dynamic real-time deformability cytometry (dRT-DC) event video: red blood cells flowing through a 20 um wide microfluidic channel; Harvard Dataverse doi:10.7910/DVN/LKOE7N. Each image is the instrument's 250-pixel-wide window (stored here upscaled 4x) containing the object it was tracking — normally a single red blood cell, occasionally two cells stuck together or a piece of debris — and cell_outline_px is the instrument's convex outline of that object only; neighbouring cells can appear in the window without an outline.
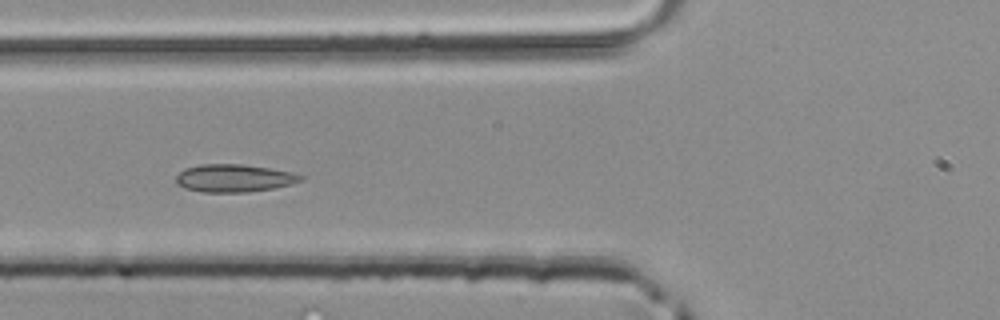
{"species": "common noctule bat (a hibernating species)", "species_latin": "Nyctalus noctula", "temperature_condition": "room temperature", "stored_images_in_passage": 4, "camera_frame_rate_fps": 3000, "um_per_image_px": 0.085, "animal": {"sex": "male", "body_mass_g": 20.4}, "frame": {"image": 1, "passage_image": 4, "time_ms": 1.0, "image_size_px": [1000, 320], "cell_outline_px": [[304, 180], [292, 184], [276, 188], [248, 192], [204, 192], [184, 188], [176, 184], [176, 176], [184, 168], [200, 164], [244, 164], [292, 172], [304, 176]], "centroid_in_image_um": [19.91, 15.14], "position_along_channel_um": 105.9, "area_um2": 20.35}}